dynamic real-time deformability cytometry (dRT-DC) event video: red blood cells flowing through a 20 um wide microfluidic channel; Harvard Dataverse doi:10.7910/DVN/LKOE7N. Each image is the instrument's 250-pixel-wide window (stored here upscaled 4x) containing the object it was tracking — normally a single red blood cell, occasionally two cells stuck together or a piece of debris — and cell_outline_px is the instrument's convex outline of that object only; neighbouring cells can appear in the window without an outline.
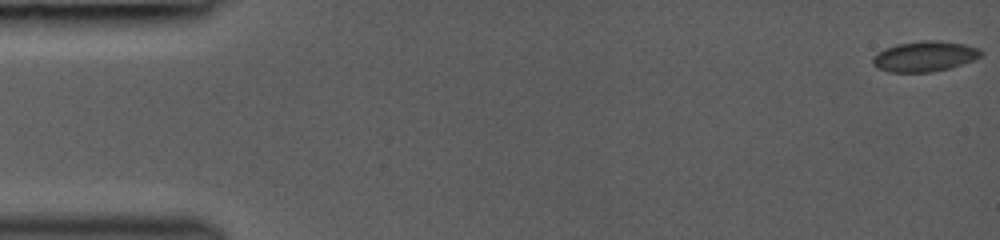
{"species": "common noctule bat (a hibernating species)", "species_latin": "Nyctalus noctula", "temperature_condition": "room temperature", "stored_images_in_passage": 46, "camera_frame_rate_fps": 3000, "um_per_image_px": 0.085, "animal": {"sex": "female", "body_mass_g": 19.0, "forearm_length_mm": 53.3}, "frame": {"image": 1, "passage_image": 1, "time_ms": 0.0, "image_size_px": [1000, 240], "cell_outline_px": [[984, 52], [980, 56], [972, 60], [948, 68], [932, 72], [888, 72], [872, 64], [872, 60], [876, 52], [884, 48], [896, 44], [920, 40], [940, 40], [964, 44], [980, 48]], "centroid_in_image_um": [78.57, 4.77], "position_along_channel_um": 6.4, "area_um2": 19.25}}
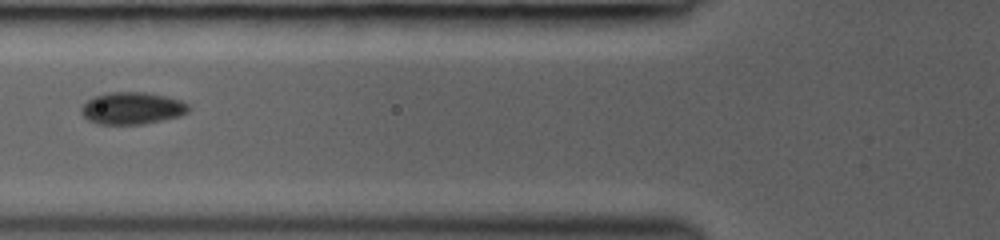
{"frame": {"image": 2, "passage_image": 19, "time_ms": 6.0, "image_size_px": [1000, 240], "cell_outline_px": [[192, 108], [188, 112], [180, 116], [144, 124], [100, 124], [88, 120], [80, 112], [80, 108], [88, 100], [96, 96], [108, 92], [144, 92], [164, 96], [180, 100], [188, 104]], "centroid_in_image_um": [11.24, 9.2], "position_along_channel_um": 114.6, "area_um2": 20.06}}
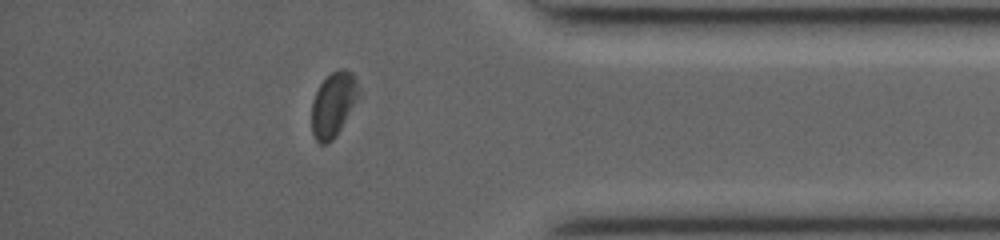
{"frame": {"image": 3, "passage_image": 40, "time_ms": 13.0, "image_size_px": [1000, 240], "cell_outline_px": [[360, 92], [336, 136], [332, 140], [324, 144], [320, 144], [316, 140], [312, 132], [312, 100], [320, 84], [332, 72], [340, 68], [344, 68], [352, 72], [356, 76], [360, 88]], "centroid_in_image_um": [28.34, 8.84], "position_along_channel_um": 406.9, "area_um2": 17.51}, "authors_computed_cell_mechanics": {"area_um2": 19.5075, "velocity_mm_per_s": 4.3277, "shape_relaxation_time_tau1_ms": 7.1873, "shape_relaxation_time_tau2_ms": 0.8547, "deformation_change_tau1": 0.1142, "deformation_change_tau2": 0.0448}}